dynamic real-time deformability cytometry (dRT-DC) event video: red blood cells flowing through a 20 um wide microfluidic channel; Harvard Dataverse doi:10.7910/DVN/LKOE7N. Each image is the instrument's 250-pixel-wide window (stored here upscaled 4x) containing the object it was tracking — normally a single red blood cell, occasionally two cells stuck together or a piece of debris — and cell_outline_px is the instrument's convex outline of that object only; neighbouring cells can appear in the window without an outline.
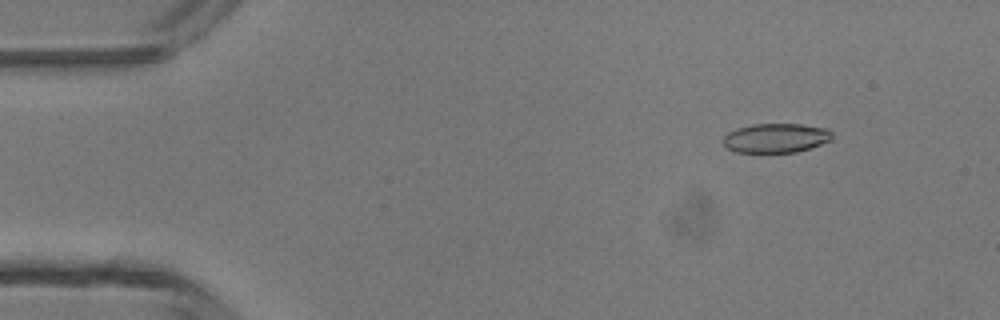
{"species": "common noctule bat (a hibernating species)", "species_latin": "Nyctalus noctula", "temperature_condition": "room temperature", "stored_images_in_passage": 47, "camera_frame_rate_fps": 3000, "um_per_image_px": 0.085, "animal": {"sex": "male", "body_mass_g": 13.3}, "frame": {"image": 1, "passage_image": 6, "time_ms": 1.667, "image_size_px": [1000, 320], "cell_outline_px": [[832, 140], [796, 152], [736, 152], [728, 148], [724, 144], [724, 136], [728, 132], [736, 128], [752, 124], [800, 124], [828, 128], [832, 132]], "centroid_in_image_um": [65.96, 11.72], "position_along_channel_um": 19.0, "area_um2": 18.55}}
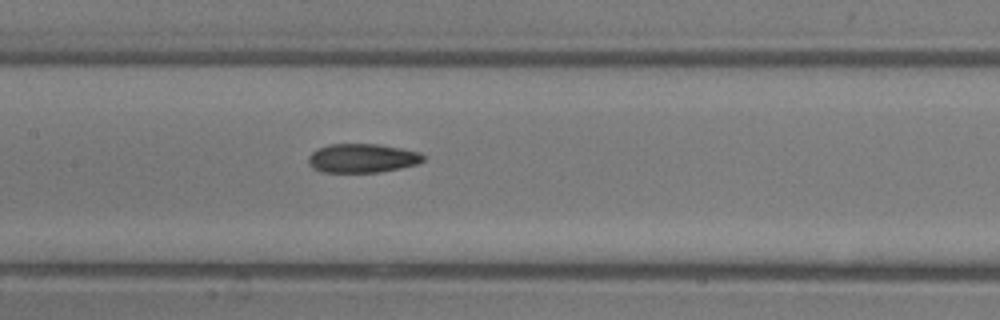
{"frame": {"image": 2, "passage_image": 23, "time_ms": 7.333, "image_size_px": [1000, 320], "cell_outline_px": [[424, 160], [416, 164], [400, 168], [380, 172], [324, 172], [312, 168], [308, 164], [308, 156], [316, 148], [328, 144], [380, 144], [420, 152], [424, 156]], "centroid_in_image_um": [30.76, 13.44], "position_along_channel_um": 176.6, "area_um2": 19.48}}
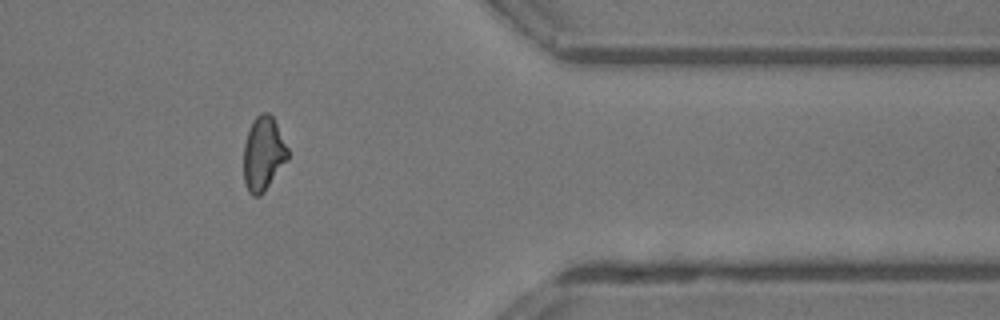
{"frame": {"image": 3, "passage_image": 39, "time_ms": 12.667, "image_size_px": [1000, 320], "cell_outline_px": [[288, 160], [264, 192], [260, 196], [252, 196], [248, 192], [244, 184], [244, 144], [252, 120], [260, 112], [268, 112], [272, 116], [288, 148]], "centroid_in_image_um": [22.37, 13.09], "position_along_channel_um": 389.0, "area_um2": 19.13}, "authors_computed_cell_mechanics": {"area_um2": 19.4208, "velocity_mm_per_s": 4.3855, "shape_relaxation_time_tau1_ms": null, "shape_relaxation_time_tau2_ms": 1.8339, "deformation_change_tau1": null, "deformation_change_tau2": 0.0859}}